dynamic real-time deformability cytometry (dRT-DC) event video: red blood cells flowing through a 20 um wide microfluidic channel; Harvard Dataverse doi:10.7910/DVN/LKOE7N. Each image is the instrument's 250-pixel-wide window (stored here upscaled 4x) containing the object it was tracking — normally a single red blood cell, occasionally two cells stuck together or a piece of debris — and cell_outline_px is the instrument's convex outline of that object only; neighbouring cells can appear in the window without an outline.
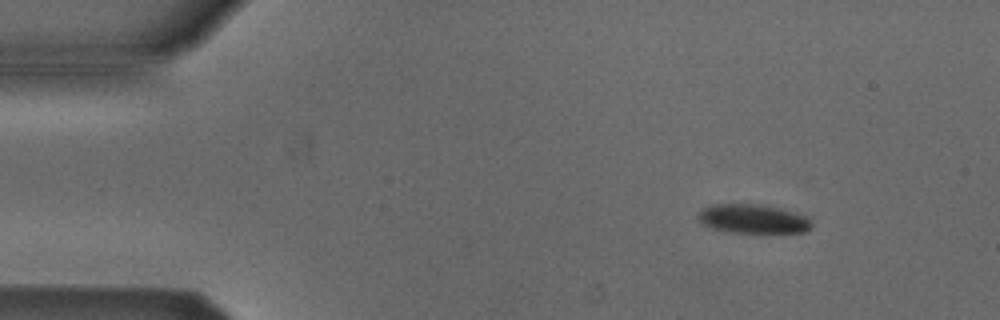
{"species": "Egyptian fruit bat (a non-hibernating species)", "species_latin": "Rousettus aegyptiacus", "temperature_condition": "cold", "stored_images_in_passage": 4, "camera_frame_rate_fps": 3000, "um_per_image_px": 0.085, "animal": {"sex": "male"}, "frame": {"image": 1, "passage_image": 2, "time_ms": 1.0, "image_size_px": [1000, 320], "cell_outline_px": [[812, 228], [804, 232], [768, 236], [760, 236], [724, 232], [700, 224], [700, 208], [712, 204], [760, 204], [780, 208], [808, 216], [812, 224]], "centroid_in_image_um": [64.06, 18.67], "position_along_channel_um": 20.9, "area_um2": 20.58}}